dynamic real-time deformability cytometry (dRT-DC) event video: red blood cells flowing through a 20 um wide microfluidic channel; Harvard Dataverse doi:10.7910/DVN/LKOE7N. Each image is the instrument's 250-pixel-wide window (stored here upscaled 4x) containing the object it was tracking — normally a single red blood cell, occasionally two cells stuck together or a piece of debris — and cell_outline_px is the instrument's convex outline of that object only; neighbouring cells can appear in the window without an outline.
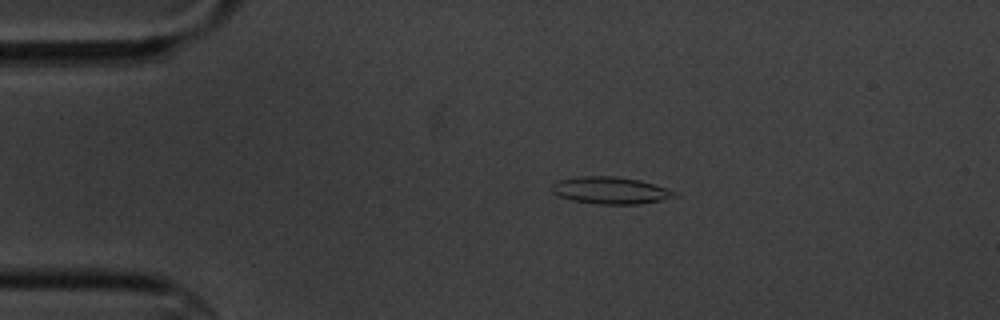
{"species": "common noctule bat (a hibernating species)", "species_latin": "Nyctalus noctula", "temperature_condition": "cold", "stored_images_in_passage": 7, "camera_frame_rate_fps": 3000, "um_per_image_px": 0.085, "animal": {"sex": "male", "body_mass_g": 20.1, "forearm_length_mm": 53.5}, "frame": {"image": 1, "passage_image": 4, "time_ms": 3.333, "image_size_px": [1000, 320], "cell_outline_px": [[680, 196], [664, 200], [640, 204], [600, 204], [572, 200], [560, 196], [552, 192], [552, 184], [556, 180], [576, 176], [616, 176], [640, 180], [668, 188], [676, 192]], "centroid_in_image_um": [51.92, 16.18], "position_along_channel_um": 33.1, "area_um2": 19.59}}
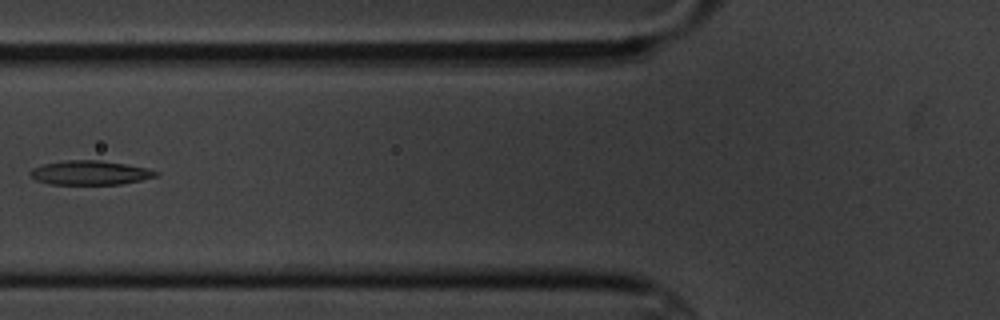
{"frame": {"image": 2, "passage_image": 7, "time_ms": 7.0, "image_size_px": [1000, 320], "cell_outline_px": [[160, 172], [156, 176], [140, 180], [120, 184], [48, 184], [36, 180], [32, 176], [32, 168], [44, 164], [68, 160], [100, 160], [148, 168]], "centroid_in_image_um": [7.67, 14.68], "position_along_channel_um": 118.1, "area_um2": 17.46}}